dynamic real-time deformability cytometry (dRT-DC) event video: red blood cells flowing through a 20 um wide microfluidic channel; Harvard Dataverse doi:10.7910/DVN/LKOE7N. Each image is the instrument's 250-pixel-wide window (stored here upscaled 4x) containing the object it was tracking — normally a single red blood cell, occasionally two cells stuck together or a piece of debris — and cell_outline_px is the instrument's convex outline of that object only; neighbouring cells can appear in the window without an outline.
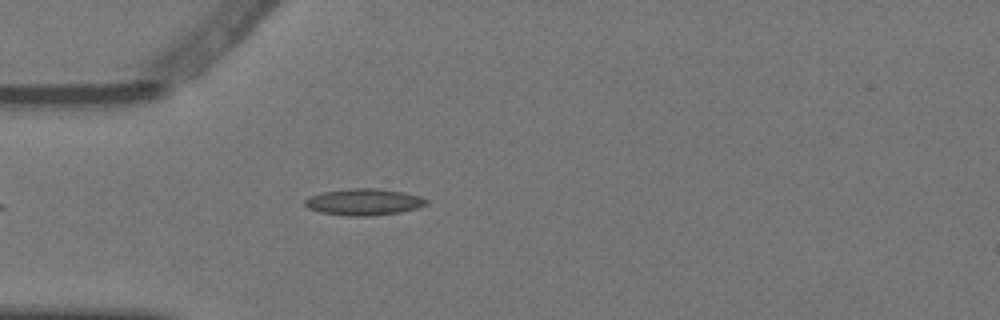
{"species": "Egyptian fruit bat (a non-hibernating species)", "species_latin": "Rousettus aegyptiacus", "temperature_condition": "warm", "stored_images_in_passage": 4, "camera_frame_rate_fps": 3000, "um_per_image_px": 0.085, "animal": {"sex": "female"}, "frame": {"image": 1, "passage_image": 4, "time_ms": 1.0, "image_size_px": [1000, 320], "cell_outline_px": [[428, 204], [416, 208], [400, 212], [372, 216], [348, 216], [320, 212], [308, 208], [304, 204], [304, 200], [312, 196], [324, 192], [348, 188], [376, 188], [404, 192], [420, 196], [428, 200]], "centroid_in_image_um": [30.95, 17.17], "position_along_channel_um": 54.1, "area_um2": 18.79}}